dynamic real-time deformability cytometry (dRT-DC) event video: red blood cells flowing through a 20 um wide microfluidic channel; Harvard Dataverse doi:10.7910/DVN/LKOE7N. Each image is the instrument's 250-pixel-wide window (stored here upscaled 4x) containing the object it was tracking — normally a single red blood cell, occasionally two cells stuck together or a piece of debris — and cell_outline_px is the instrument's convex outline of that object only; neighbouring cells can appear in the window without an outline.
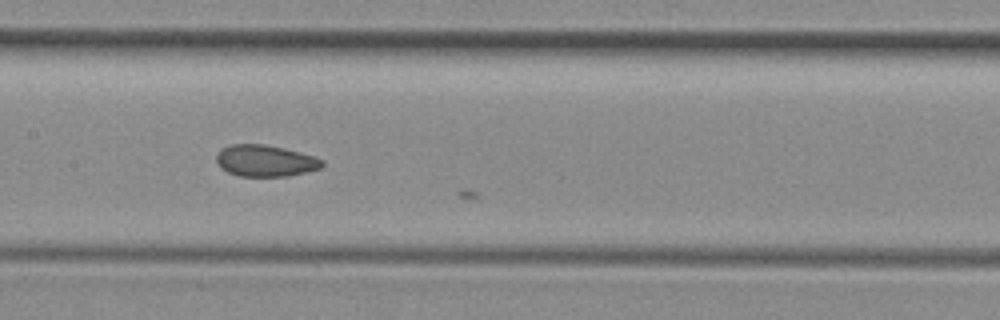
{"species": "common noctule bat (a hibernating species)", "species_latin": "Nyctalus noctula", "temperature_condition": "room temperature", "stored_images_in_passage": 26, "camera_frame_rate_fps": 3000, "um_per_image_px": 0.085, "animal": {"sex": "female", "body_mass_g": 29.2, "forearm_length_mm": 56.3}, "frame": {"image": 1, "passage_image": 25, "time_ms": 8.0, "image_size_px": [1000, 320], "cell_outline_px": [[324, 164], [320, 168], [288, 176], [240, 176], [228, 172], [220, 168], [216, 160], [216, 156], [220, 148], [232, 144], [264, 144], [284, 148], [300, 152], [324, 160]], "centroid_in_image_um": [22.52, 13.66], "position_along_channel_um": 184.9, "area_um2": 19.42}}